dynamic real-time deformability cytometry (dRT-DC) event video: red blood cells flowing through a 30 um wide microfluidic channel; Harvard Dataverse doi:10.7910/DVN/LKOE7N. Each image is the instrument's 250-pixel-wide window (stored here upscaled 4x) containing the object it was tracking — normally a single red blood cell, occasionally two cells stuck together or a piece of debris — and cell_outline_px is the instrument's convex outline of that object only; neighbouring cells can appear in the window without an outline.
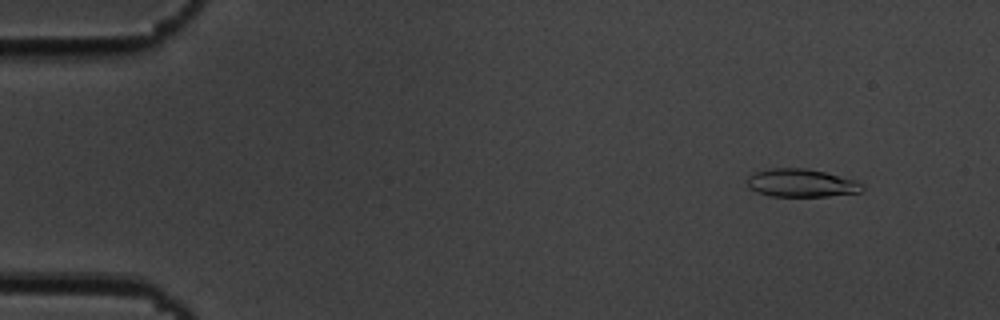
{"species": "common noctule bat (a hibernating species)", "species_latin": "Nyctalus noctula", "temperature_condition": "cold", "stored_images_in_passage": 55, "camera_frame_rate_fps": 3000, "um_per_image_px": 0.085, "animal": {"sex": "male", "body_mass_g": 19.5, "forearm_length_mm": 54.6}, "frame": {"image": 1, "passage_image": 5, "time_ms": 1.333, "image_size_px": [1000, 320], "cell_outline_px": [[864, 188], [860, 192], [828, 196], [772, 196], [756, 192], [748, 188], [748, 176], [752, 172], [768, 168], [804, 168], [824, 172], [856, 180], [864, 184]], "centroid_in_image_um": [68.08, 15.55], "position_along_channel_um": 16.9, "area_um2": 18.9}}
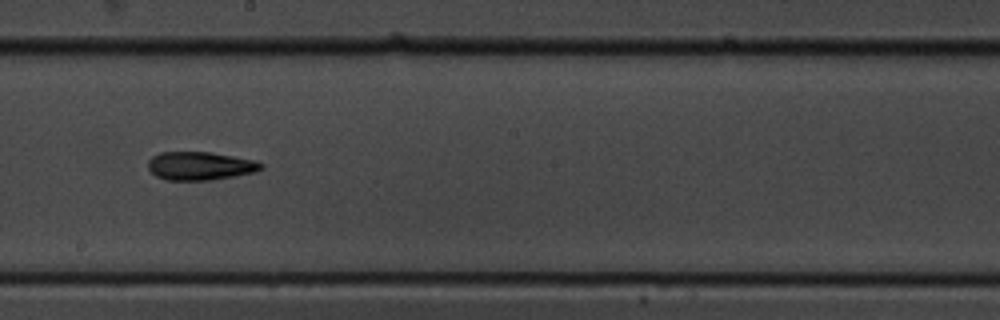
{"frame": {"image": 2, "passage_image": 31, "time_ms": 10.0, "image_size_px": [1000, 320], "cell_outline_px": [[264, 168], [256, 172], [236, 176], [212, 180], [168, 180], [156, 176], [148, 168], [148, 160], [152, 156], [160, 152], [212, 152], [256, 160], [264, 164]], "centroid_in_image_um": [17.05, 14.1], "position_along_channel_um": 231.1, "area_um2": 18.9}}
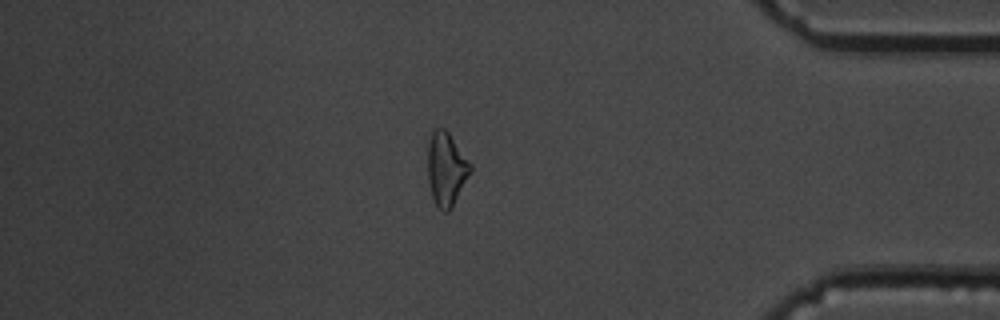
{"frame": {"image": 3, "passage_image": 47, "time_ms": 15.333, "image_size_px": [1000, 320], "cell_outline_px": [[472, 168], [452, 208], [448, 212], [444, 212], [436, 204], [432, 196], [428, 180], [428, 144], [432, 128], [444, 128], [448, 132], [472, 164]], "centroid_in_image_um": [37.92, 14.34], "position_along_channel_um": 397.3, "area_um2": 18.15}, "authors_computed_cell_mechanics": {"area_um2": 18.7272, "velocity_mm_per_s": 3.6637, "shape_relaxation_time_tau1_ms": 5.7503, "shape_relaxation_time_tau2_ms": 5.5962, "deformation_change_tau1": 0.1637, "deformation_change_tau2": 0.1578}}